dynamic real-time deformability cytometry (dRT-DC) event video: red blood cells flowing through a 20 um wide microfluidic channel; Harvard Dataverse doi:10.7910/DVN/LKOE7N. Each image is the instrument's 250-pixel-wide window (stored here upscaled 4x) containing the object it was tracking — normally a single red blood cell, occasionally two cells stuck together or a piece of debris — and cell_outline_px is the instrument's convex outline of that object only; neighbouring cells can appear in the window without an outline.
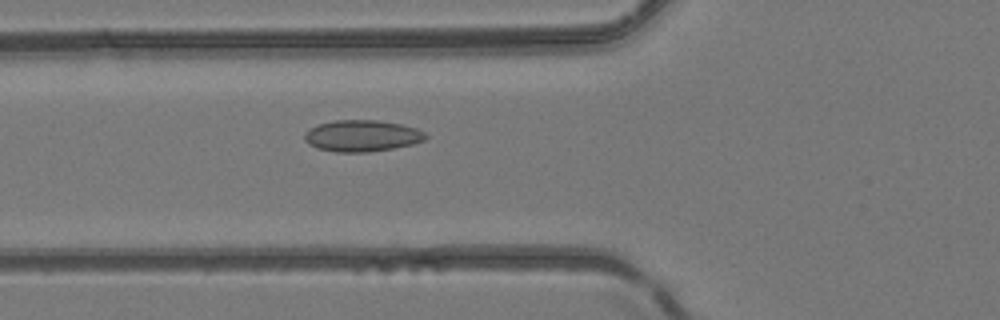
{"species": "common noctule bat (a hibernating species)", "species_latin": "Nyctalus noctula", "temperature_condition": "room temperature", "stored_images_in_passage": 35, "camera_frame_rate_fps": 3000, "um_per_image_px": 0.085, "animal": {"sex": "female", "body_mass_g": 24.6, "forearm_length_mm": 56.2}, "frame": {"image": 1, "passage_image": 4, "time_ms": 1.0, "image_size_px": [1000, 320], "cell_outline_px": [[428, 136], [424, 140], [412, 144], [392, 148], [368, 152], [336, 152], [316, 148], [308, 144], [304, 140], [304, 132], [316, 124], [332, 120], [376, 120], [400, 124], [416, 128], [424, 132]], "centroid_in_image_um": [30.71, 11.54], "position_along_channel_um": 95.1, "area_um2": 22.31}}
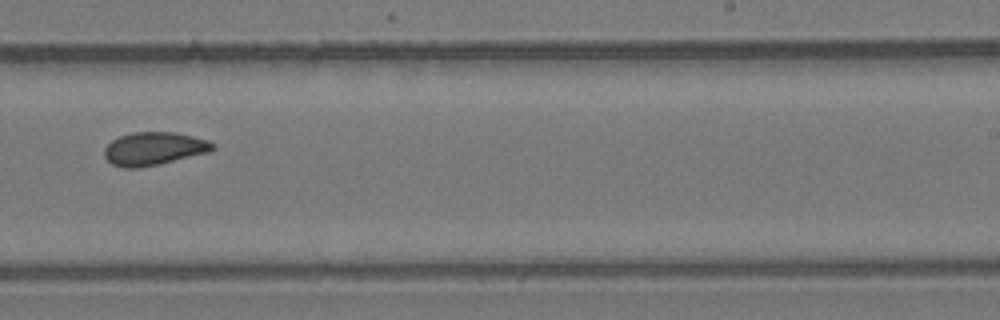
{"frame": {"image": 2, "passage_image": 17, "time_ms": 5.333, "image_size_px": [1000, 320], "cell_outline_px": [[216, 148], [208, 152], [160, 164], [136, 168], [124, 168], [112, 164], [104, 156], [104, 148], [112, 140], [120, 136], [132, 132], [176, 132], [208, 140], [216, 144]], "centroid_in_image_um": [13.09, 12.63], "position_along_channel_um": 275.9, "area_um2": 20.92}}
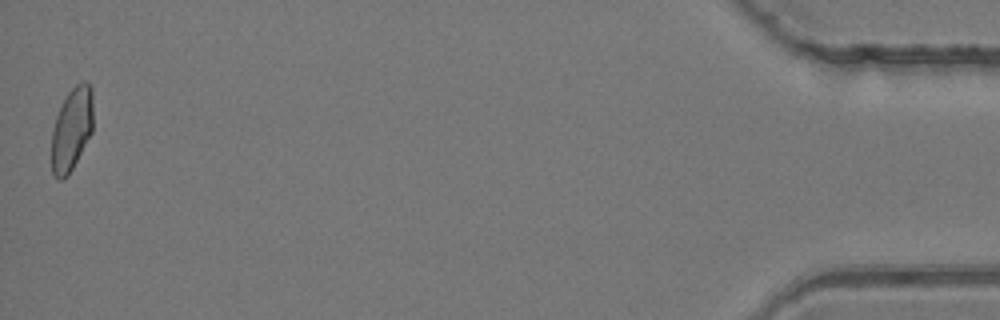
{"frame": {"image": 3, "passage_image": 35, "time_ms": 11.333, "image_size_px": [1000, 320], "cell_outline_px": [[92, 132], [68, 176], [60, 180], [56, 180], [52, 172], [52, 128], [56, 116], [68, 92], [76, 84], [84, 80], [88, 80], [92, 88]], "centroid_in_image_um": [6.09, 10.97], "position_along_channel_um": 429.1, "area_um2": 20.17}, "authors_computed_cell_mechanics": {"area_um2": 20.4034, "velocity_mm_per_s": 4.173, "shape_relaxation_time_tau1_ms": null, "shape_relaxation_time_tau2_ms": 1.6261, "deformation_change_tau1": null, "deformation_change_tau2": 0.0623}}